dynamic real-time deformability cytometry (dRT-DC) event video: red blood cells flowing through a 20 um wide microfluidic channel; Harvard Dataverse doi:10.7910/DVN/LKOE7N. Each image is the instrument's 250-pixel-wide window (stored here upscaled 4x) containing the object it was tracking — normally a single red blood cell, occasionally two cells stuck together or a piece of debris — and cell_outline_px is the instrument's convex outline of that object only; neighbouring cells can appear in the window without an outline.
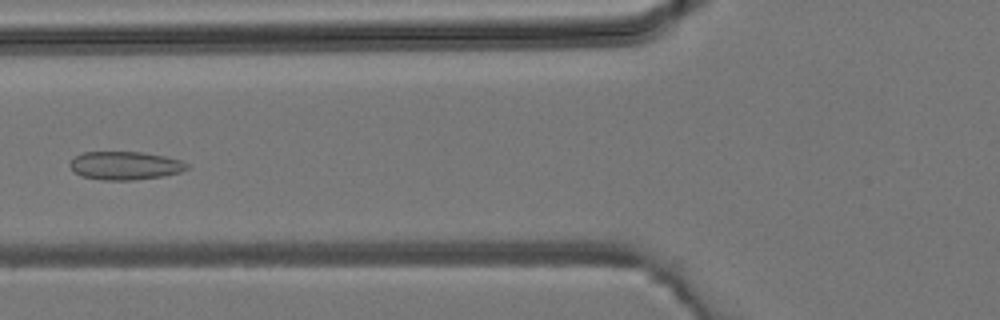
{"species": "common noctule bat (a hibernating species)", "species_latin": "Nyctalus noctula", "temperature_condition": "room temperature", "stored_images_in_passage": 40, "camera_frame_rate_fps": 3000, "um_per_image_px": 0.085, "animal": {"sex": "male", "body_mass_g": 19.2, "forearm_length_mm": 51.8}, "frame": {"image": 1, "passage_image": 15, "time_ms": 4.667, "image_size_px": [1000, 320], "cell_outline_px": [[192, 164], [188, 168], [180, 172], [164, 176], [132, 180], [104, 180], [80, 176], [68, 164], [76, 156], [84, 152], [144, 152], [164, 156], [180, 160]], "centroid_in_image_um": [10.67, 14.07], "position_along_channel_um": 115.1, "area_um2": 19.31}}
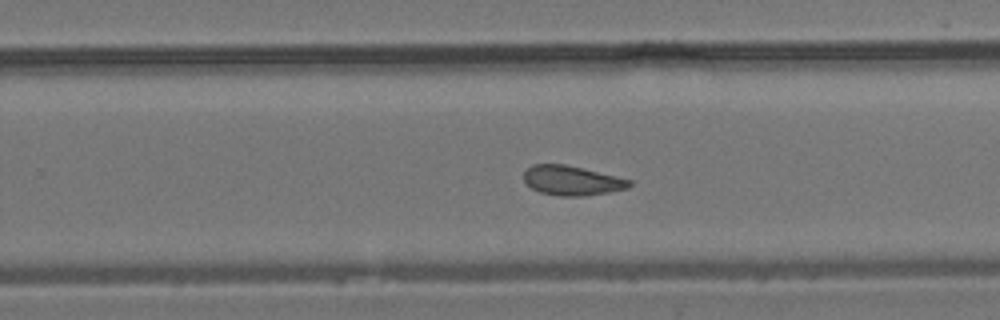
{"frame": {"image": 2, "passage_image": 25, "time_ms": 8.0, "image_size_px": [1000, 320], "cell_outline_px": [[632, 184], [628, 188], [608, 192], [584, 196], [560, 196], [540, 192], [532, 188], [524, 180], [524, 172], [532, 164], [564, 164], [616, 176], [632, 180]], "centroid_in_image_um": [48.61, 15.35], "position_along_channel_um": 281.2, "area_um2": 18.03}}
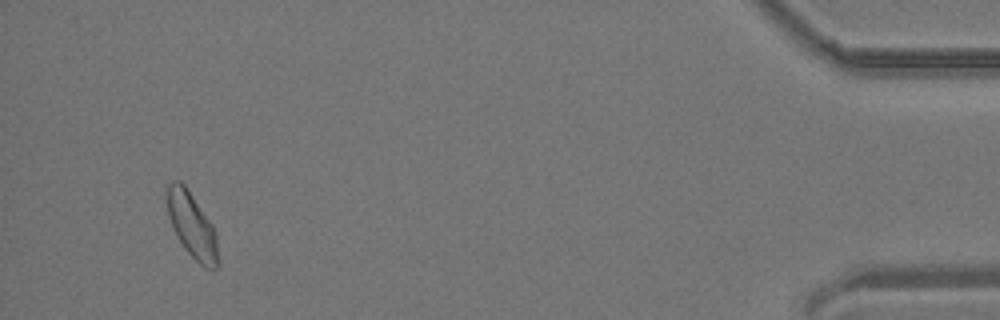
{"frame": {"image": 3, "passage_image": 38, "time_ms": 12.333, "image_size_px": [1000, 320], "cell_outline_px": [[220, 264], [216, 268], [204, 268], [184, 248], [176, 236], [168, 216], [168, 184], [172, 180], [180, 180], [184, 184], [212, 224], [216, 232]], "centroid_in_image_um": [16.35, 19.2], "position_along_channel_um": 418.9, "area_um2": 19.31}}